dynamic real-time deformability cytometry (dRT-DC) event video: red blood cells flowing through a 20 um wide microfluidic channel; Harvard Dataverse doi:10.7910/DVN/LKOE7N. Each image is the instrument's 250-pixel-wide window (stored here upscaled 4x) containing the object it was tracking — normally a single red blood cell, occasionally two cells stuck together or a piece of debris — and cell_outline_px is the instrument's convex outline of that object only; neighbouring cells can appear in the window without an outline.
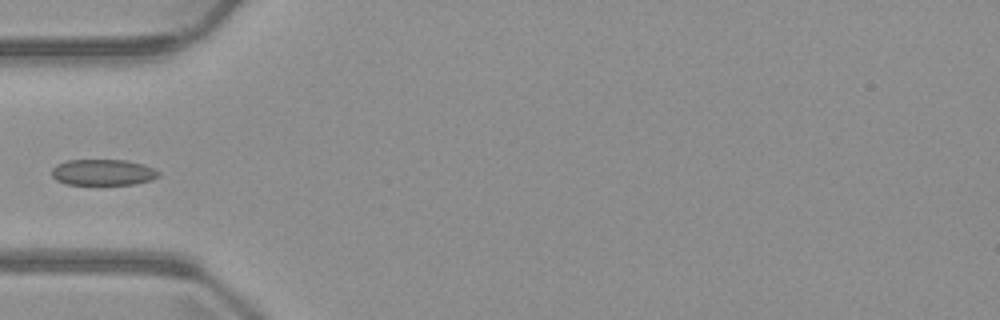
{"species": "common noctule bat (a hibernating species)", "species_latin": "Nyctalus noctula", "temperature_condition": "warm", "stored_images_in_passage": 4, "camera_frame_rate_fps": 3000, "um_per_image_px": 0.085, "animal": {"sex": "male", "body_mass_g": 23.1, "forearm_length_mm": 52.7}, "frame": {"image": 1, "passage_image": 4, "time_ms": 3.667, "image_size_px": [1000, 320], "cell_outline_px": [[160, 176], [152, 180], [136, 184], [68, 184], [56, 180], [52, 176], [52, 168], [56, 164], [68, 160], [128, 160], [144, 164], [160, 172]], "centroid_in_image_um": [8.78, 14.64], "position_along_channel_um": 76.2, "area_um2": 16.3}}